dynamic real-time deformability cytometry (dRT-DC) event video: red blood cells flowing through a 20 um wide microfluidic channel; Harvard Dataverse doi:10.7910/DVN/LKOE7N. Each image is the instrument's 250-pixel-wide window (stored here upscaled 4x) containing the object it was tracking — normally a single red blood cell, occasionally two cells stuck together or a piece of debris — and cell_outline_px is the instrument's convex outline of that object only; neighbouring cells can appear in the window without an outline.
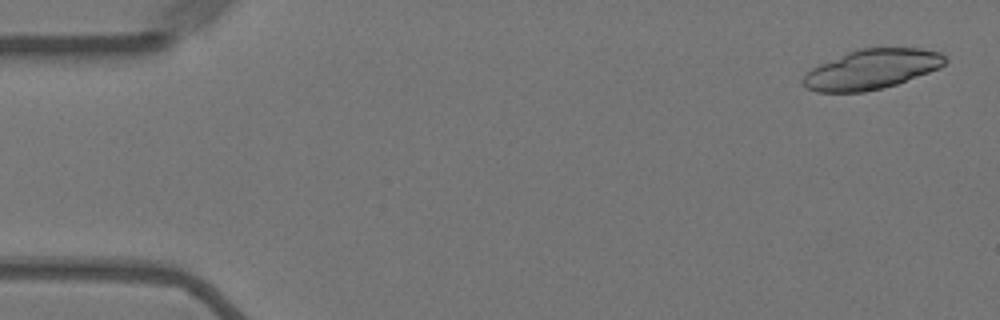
{"species": "Egyptian fruit bat (a non-hibernating species)", "species_latin": "Rousettus aegyptiacus", "temperature_condition": "warm", "stored_images_in_passage": 20, "camera_frame_rate_fps": 3000, "um_per_image_px": 0.085, "animal": {"sex": "female"}, "frame": {"image": 1, "passage_image": 2, "time_ms": 0.333, "image_size_px": [1000, 320], "cell_outline_px": [[948, 60], [940, 68], [896, 84], [864, 92], [816, 92], [808, 88], [800, 80], [812, 68], [820, 64], [848, 52], [860, 48], [920, 48], [940, 52]], "centroid_in_image_um": [74.1, 5.89], "position_along_channel_um": 10.9, "area_um2": 32.6}}